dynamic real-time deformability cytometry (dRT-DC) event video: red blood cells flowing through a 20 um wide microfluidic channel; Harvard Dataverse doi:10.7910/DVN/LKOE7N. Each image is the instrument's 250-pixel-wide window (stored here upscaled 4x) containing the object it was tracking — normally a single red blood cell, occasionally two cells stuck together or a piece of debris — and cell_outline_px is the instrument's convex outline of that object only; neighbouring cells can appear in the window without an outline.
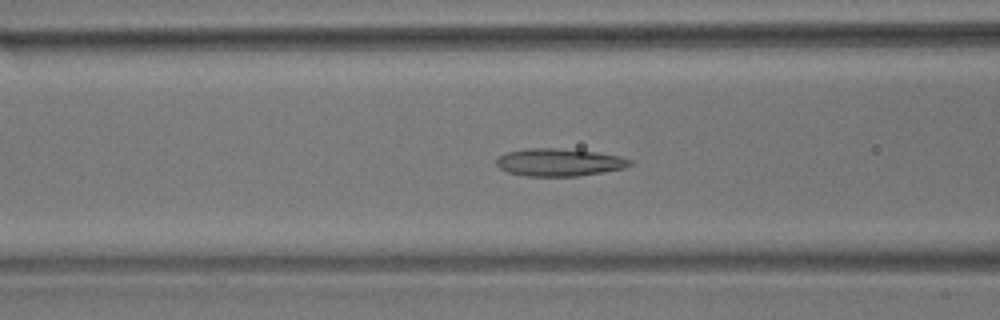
{"species": "common noctule bat (a hibernating species)", "species_latin": "Nyctalus noctula", "temperature_condition": "room temperature", "stored_images_in_passage": 54, "camera_frame_rate_fps": 3000, "um_per_image_px": 0.085, "animal": {"sex": "male", "body_mass_g": 17.9}, "frame": {"image": 1, "passage_image": 21, "time_ms": 6.667, "image_size_px": [1000, 320], "cell_outline_px": [[632, 164], [624, 168], [604, 172], [576, 176], [528, 176], [508, 172], [500, 168], [496, 164], [496, 160], [500, 156], [508, 152], [528, 148], [556, 148], [596, 152], [620, 156], [632, 160]], "centroid_in_image_um": [47.55, 13.8], "position_along_channel_um": 119.0, "area_um2": 21.33}}
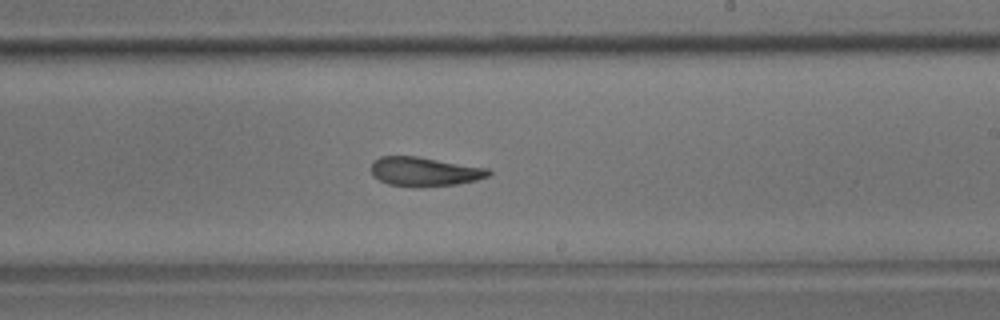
{"frame": {"image": 2, "passage_image": 32, "time_ms": 10.333, "image_size_px": [1000, 320], "cell_outline_px": [[492, 172], [488, 176], [476, 180], [456, 184], [420, 188], [416, 188], [388, 184], [372, 176], [372, 160], [380, 156], [416, 156], [488, 168]], "centroid_in_image_um": [36.06, 14.6], "position_along_channel_um": 252.9, "area_um2": 20.11}}
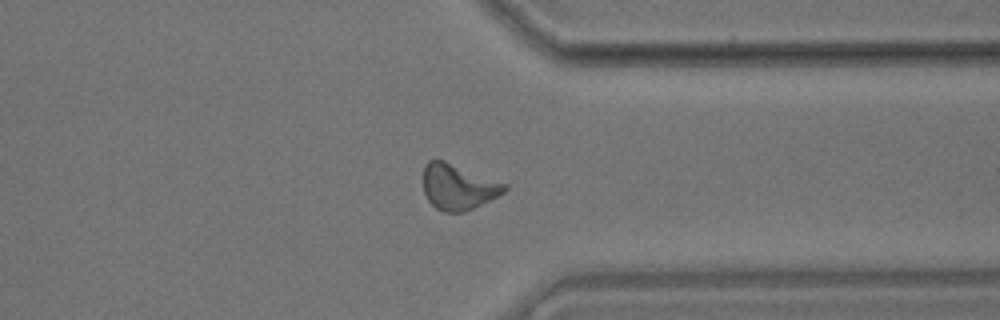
{"frame": {"image": 3, "passage_image": 42, "time_ms": 13.667, "image_size_px": [1000, 320], "cell_outline_px": [[508, 188], [504, 192], [464, 212], [444, 212], [436, 208], [428, 200], [424, 192], [424, 164], [428, 160], [444, 160], [508, 184]], "centroid_in_image_um": [38.93, 15.87], "position_along_channel_um": 372.5, "area_um2": 21.39}, "authors_computed_cell_mechanics": {"area_um2": 21.3571, "velocity_mm_per_s": 3.6537, "shape_relaxation_time_tau1_ms": 8.4112, "shape_relaxation_time_tau2_ms": 3.5988, "deformation_change_tau1": 0.2017, "deformation_change_tau2": 0.1264}}